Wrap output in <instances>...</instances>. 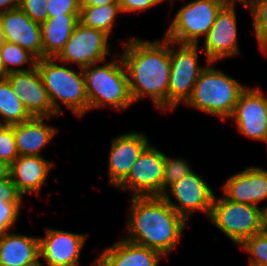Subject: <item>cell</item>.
<instances>
[{
  "label": "cell",
  "mask_w": 267,
  "mask_h": 266,
  "mask_svg": "<svg viewBox=\"0 0 267 266\" xmlns=\"http://www.w3.org/2000/svg\"><path fill=\"white\" fill-rule=\"evenodd\" d=\"M235 2H227L204 37L203 51L206 63L218 62L240 55Z\"/></svg>",
  "instance_id": "obj_12"
},
{
  "label": "cell",
  "mask_w": 267,
  "mask_h": 266,
  "mask_svg": "<svg viewBox=\"0 0 267 266\" xmlns=\"http://www.w3.org/2000/svg\"><path fill=\"white\" fill-rule=\"evenodd\" d=\"M11 165L0 159V179L10 177Z\"/></svg>",
  "instance_id": "obj_38"
},
{
  "label": "cell",
  "mask_w": 267,
  "mask_h": 266,
  "mask_svg": "<svg viewBox=\"0 0 267 266\" xmlns=\"http://www.w3.org/2000/svg\"><path fill=\"white\" fill-rule=\"evenodd\" d=\"M117 13H121L119 4H106L103 6H80L79 23L103 31L109 37L115 23Z\"/></svg>",
  "instance_id": "obj_24"
},
{
  "label": "cell",
  "mask_w": 267,
  "mask_h": 266,
  "mask_svg": "<svg viewBox=\"0 0 267 266\" xmlns=\"http://www.w3.org/2000/svg\"><path fill=\"white\" fill-rule=\"evenodd\" d=\"M7 76L4 68H3V65H2V62H1V59H0V80L2 79H5Z\"/></svg>",
  "instance_id": "obj_39"
},
{
  "label": "cell",
  "mask_w": 267,
  "mask_h": 266,
  "mask_svg": "<svg viewBox=\"0 0 267 266\" xmlns=\"http://www.w3.org/2000/svg\"><path fill=\"white\" fill-rule=\"evenodd\" d=\"M23 197L17 186L13 183L11 176L0 179V200H3L5 203H22Z\"/></svg>",
  "instance_id": "obj_34"
},
{
  "label": "cell",
  "mask_w": 267,
  "mask_h": 266,
  "mask_svg": "<svg viewBox=\"0 0 267 266\" xmlns=\"http://www.w3.org/2000/svg\"><path fill=\"white\" fill-rule=\"evenodd\" d=\"M161 257L165 258L157 250L122 239L101 251L95 260L101 266H158Z\"/></svg>",
  "instance_id": "obj_20"
},
{
  "label": "cell",
  "mask_w": 267,
  "mask_h": 266,
  "mask_svg": "<svg viewBox=\"0 0 267 266\" xmlns=\"http://www.w3.org/2000/svg\"><path fill=\"white\" fill-rule=\"evenodd\" d=\"M0 59L6 74L29 71L36 67L37 62V58L28 50L8 41H4L0 47ZM28 63H30L28 67L20 68L21 65Z\"/></svg>",
  "instance_id": "obj_26"
},
{
  "label": "cell",
  "mask_w": 267,
  "mask_h": 266,
  "mask_svg": "<svg viewBox=\"0 0 267 266\" xmlns=\"http://www.w3.org/2000/svg\"><path fill=\"white\" fill-rule=\"evenodd\" d=\"M21 0H0V14L18 8Z\"/></svg>",
  "instance_id": "obj_36"
},
{
  "label": "cell",
  "mask_w": 267,
  "mask_h": 266,
  "mask_svg": "<svg viewBox=\"0 0 267 266\" xmlns=\"http://www.w3.org/2000/svg\"><path fill=\"white\" fill-rule=\"evenodd\" d=\"M226 2H240V3H242V1H244V0H225Z\"/></svg>",
  "instance_id": "obj_42"
},
{
  "label": "cell",
  "mask_w": 267,
  "mask_h": 266,
  "mask_svg": "<svg viewBox=\"0 0 267 266\" xmlns=\"http://www.w3.org/2000/svg\"><path fill=\"white\" fill-rule=\"evenodd\" d=\"M49 117H31L23 123L13 125V133L20 155L42 156L41 149L54 138L57 129L47 125Z\"/></svg>",
  "instance_id": "obj_22"
},
{
  "label": "cell",
  "mask_w": 267,
  "mask_h": 266,
  "mask_svg": "<svg viewBox=\"0 0 267 266\" xmlns=\"http://www.w3.org/2000/svg\"><path fill=\"white\" fill-rule=\"evenodd\" d=\"M52 163L42 156L20 155L11 164V179L23 196L39 195L50 170L56 166Z\"/></svg>",
  "instance_id": "obj_19"
},
{
  "label": "cell",
  "mask_w": 267,
  "mask_h": 266,
  "mask_svg": "<svg viewBox=\"0 0 267 266\" xmlns=\"http://www.w3.org/2000/svg\"><path fill=\"white\" fill-rule=\"evenodd\" d=\"M225 0H194L184 4L176 12L164 35L177 44H198L214 24Z\"/></svg>",
  "instance_id": "obj_7"
},
{
  "label": "cell",
  "mask_w": 267,
  "mask_h": 266,
  "mask_svg": "<svg viewBox=\"0 0 267 266\" xmlns=\"http://www.w3.org/2000/svg\"><path fill=\"white\" fill-rule=\"evenodd\" d=\"M18 157L13 125H0V159L11 165Z\"/></svg>",
  "instance_id": "obj_30"
},
{
  "label": "cell",
  "mask_w": 267,
  "mask_h": 266,
  "mask_svg": "<svg viewBox=\"0 0 267 266\" xmlns=\"http://www.w3.org/2000/svg\"><path fill=\"white\" fill-rule=\"evenodd\" d=\"M168 191L164 192L162 197L186 221L195 211L209 217L215 193L201 175L193 171L175 182ZM169 193L176 202L171 200Z\"/></svg>",
  "instance_id": "obj_11"
},
{
  "label": "cell",
  "mask_w": 267,
  "mask_h": 266,
  "mask_svg": "<svg viewBox=\"0 0 267 266\" xmlns=\"http://www.w3.org/2000/svg\"><path fill=\"white\" fill-rule=\"evenodd\" d=\"M91 266H101V265L96 260H94Z\"/></svg>",
  "instance_id": "obj_43"
},
{
  "label": "cell",
  "mask_w": 267,
  "mask_h": 266,
  "mask_svg": "<svg viewBox=\"0 0 267 266\" xmlns=\"http://www.w3.org/2000/svg\"><path fill=\"white\" fill-rule=\"evenodd\" d=\"M119 53L123 59L133 102L148 96L161 112L168 111L170 40L145 41L129 37Z\"/></svg>",
  "instance_id": "obj_1"
},
{
  "label": "cell",
  "mask_w": 267,
  "mask_h": 266,
  "mask_svg": "<svg viewBox=\"0 0 267 266\" xmlns=\"http://www.w3.org/2000/svg\"><path fill=\"white\" fill-rule=\"evenodd\" d=\"M21 208V203H5L0 200V235L11 231L10 229L15 227Z\"/></svg>",
  "instance_id": "obj_32"
},
{
  "label": "cell",
  "mask_w": 267,
  "mask_h": 266,
  "mask_svg": "<svg viewBox=\"0 0 267 266\" xmlns=\"http://www.w3.org/2000/svg\"><path fill=\"white\" fill-rule=\"evenodd\" d=\"M191 172H193V170H191V167L186 160L182 158L171 159L165 154L162 195L167 191V188L171 187L175 182Z\"/></svg>",
  "instance_id": "obj_29"
},
{
  "label": "cell",
  "mask_w": 267,
  "mask_h": 266,
  "mask_svg": "<svg viewBox=\"0 0 267 266\" xmlns=\"http://www.w3.org/2000/svg\"><path fill=\"white\" fill-rule=\"evenodd\" d=\"M79 16H56L41 24L43 58H56L79 22Z\"/></svg>",
  "instance_id": "obj_23"
},
{
  "label": "cell",
  "mask_w": 267,
  "mask_h": 266,
  "mask_svg": "<svg viewBox=\"0 0 267 266\" xmlns=\"http://www.w3.org/2000/svg\"><path fill=\"white\" fill-rule=\"evenodd\" d=\"M109 36L103 31L86 27L77 23L71 37L56 57L64 64H76L83 69L92 64L104 63L111 56Z\"/></svg>",
  "instance_id": "obj_9"
},
{
  "label": "cell",
  "mask_w": 267,
  "mask_h": 266,
  "mask_svg": "<svg viewBox=\"0 0 267 266\" xmlns=\"http://www.w3.org/2000/svg\"><path fill=\"white\" fill-rule=\"evenodd\" d=\"M36 67L41 74L53 109L59 116L63 113L59 101L77 117L89 111L85 79L81 68L75 71L65 67L64 64L61 66L56 58L37 59Z\"/></svg>",
  "instance_id": "obj_5"
},
{
  "label": "cell",
  "mask_w": 267,
  "mask_h": 266,
  "mask_svg": "<svg viewBox=\"0 0 267 266\" xmlns=\"http://www.w3.org/2000/svg\"><path fill=\"white\" fill-rule=\"evenodd\" d=\"M241 4L251 11L254 21L251 26L258 46L267 54V0H244Z\"/></svg>",
  "instance_id": "obj_27"
},
{
  "label": "cell",
  "mask_w": 267,
  "mask_h": 266,
  "mask_svg": "<svg viewBox=\"0 0 267 266\" xmlns=\"http://www.w3.org/2000/svg\"><path fill=\"white\" fill-rule=\"evenodd\" d=\"M213 64L216 62L205 64L192 95L185 104L226 121L232 116L245 87L240 81L212 67Z\"/></svg>",
  "instance_id": "obj_3"
},
{
  "label": "cell",
  "mask_w": 267,
  "mask_h": 266,
  "mask_svg": "<svg viewBox=\"0 0 267 266\" xmlns=\"http://www.w3.org/2000/svg\"><path fill=\"white\" fill-rule=\"evenodd\" d=\"M175 44L179 46L177 49ZM199 49L198 44H177L170 41L168 110H175L191 97L194 85L205 68L198 63Z\"/></svg>",
  "instance_id": "obj_8"
},
{
  "label": "cell",
  "mask_w": 267,
  "mask_h": 266,
  "mask_svg": "<svg viewBox=\"0 0 267 266\" xmlns=\"http://www.w3.org/2000/svg\"><path fill=\"white\" fill-rule=\"evenodd\" d=\"M48 18L56 16H79L80 0H48Z\"/></svg>",
  "instance_id": "obj_31"
},
{
  "label": "cell",
  "mask_w": 267,
  "mask_h": 266,
  "mask_svg": "<svg viewBox=\"0 0 267 266\" xmlns=\"http://www.w3.org/2000/svg\"><path fill=\"white\" fill-rule=\"evenodd\" d=\"M118 57L114 56L107 64H92L82 69L89 110L108 105L115 110H125L133 104L127 71L121 55Z\"/></svg>",
  "instance_id": "obj_4"
},
{
  "label": "cell",
  "mask_w": 267,
  "mask_h": 266,
  "mask_svg": "<svg viewBox=\"0 0 267 266\" xmlns=\"http://www.w3.org/2000/svg\"><path fill=\"white\" fill-rule=\"evenodd\" d=\"M39 237L7 232L0 235V266L41 265Z\"/></svg>",
  "instance_id": "obj_21"
},
{
  "label": "cell",
  "mask_w": 267,
  "mask_h": 266,
  "mask_svg": "<svg viewBox=\"0 0 267 266\" xmlns=\"http://www.w3.org/2000/svg\"><path fill=\"white\" fill-rule=\"evenodd\" d=\"M5 41L28 50L37 59L43 58L41 24L34 22L20 7L0 14Z\"/></svg>",
  "instance_id": "obj_17"
},
{
  "label": "cell",
  "mask_w": 267,
  "mask_h": 266,
  "mask_svg": "<svg viewBox=\"0 0 267 266\" xmlns=\"http://www.w3.org/2000/svg\"><path fill=\"white\" fill-rule=\"evenodd\" d=\"M239 246L250 254L249 266H267V231L245 239Z\"/></svg>",
  "instance_id": "obj_28"
},
{
  "label": "cell",
  "mask_w": 267,
  "mask_h": 266,
  "mask_svg": "<svg viewBox=\"0 0 267 266\" xmlns=\"http://www.w3.org/2000/svg\"><path fill=\"white\" fill-rule=\"evenodd\" d=\"M125 240L168 258L180 242L187 221L162 196L132 197Z\"/></svg>",
  "instance_id": "obj_2"
},
{
  "label": "cell",
  "mask_w": 267,
  "mask_h": 266,
  "mask_svg": "<svg viewBox=\"0 0 267 266\" xmlns=\"http://www.w3.org/2000/svg\"><path fill=\"white\" fill-rule=\"evenodd\" d=\"M165 0H118L121 12L145 11Z\"/></svg>",
  "instance_id": "obj_35"
},
{
  "label": "cell",
  "mask_w": 267,
  "mask_h": 266,
  "mask_svg": "<svg viewBox=\"0 0 267 266\" xmlns=\"http://www.w3.org/2000/svg\"><path fill=\"white\" fill-rule=\"evenodd\" d=\"M0 125L23 123L31 118L8 80H0Z\"/></svg>",
  "instance_id": "obj_25"
},
{
  "label": "cell",
  "mask_w": 267,
  "mask_h": 266,
  "mask_svg": "<svg viewBox=\"0 0 267 266\" xmlns=\"http://www.w3.org/2000/svg\"><path fill=\"white\" fill-rule=\"evenodd\" d=\"M6 79L31 117H59L37 67L7 74Z\"/></svg>",
  "instance_id": "obj_14"
},
{
  "label": "cell",
  "mask_w": 267,
  "mask_h": 266,
  "mask_svg": "<svg viewBox=\"0 0 267 266\" xmlns=\"http://www.w3.org/2000/svg\"><path fill=\"white\" fill-rule=\"evenodd\" d=\"M106 4H118V0H80V6H103Z\"/></svg>",
  "instance_id": "obj_37"
},
{
  "label": "cell",
  "mask_w": 267,
  "mask_h": 266,
  "mask_svg": "<svg viewBox=\"0 0 267 266\" xmlns=\"http://www.w3.org/2000/svg\"><path fill=\"white\" fill-rule=\"evenodd\" d=\"M148 145L146 135L139 132H127L112 139L108 162L109 185L117 187L128 176Z\"/></svg>",
  "instance_id": "obj_16"
},
{
  "label": "cell",
  "mask_w": 267,
  "mask_h": 266,
  "mask_svg": "<svg viewBox=\"0 0 267 266\" xmlns=\"http://www.w3.org/2000/svg\"><path fill=\"white\" fill-rule=\"evenodd\" d=\"M208 218L237 245L264 230V209L234 202L224 196L217 198L214 195Z\"/></svg>",
  "instance_id": "obj_6"
},
{
  "label": "cell",
  "mask_w": 267,
  "mask_h": 266,
  "mask_svg": "<svg viewBox=\"0 0 267 266\" xmlns=\"http://www.w3.org/2000/svg\"><path fill=\"white\" fill-rule=\"evenodd\" d=\"M229 119L244 137L251 140L267 139V97L259 88L246 87L239 96L235 110Z\"/></svg>",
  "instance_id": "obj_13"
},
{
  "label": "cell",
  "mask_w": 267,
  "mask_h": 266,
  "mask_svg": "<svg viewBox=\"0 0 267 266\" xmlns=\"http://www.w3.org/2000/svg\"><path fill=\"white\" fill-rule=\"evenodd\" d=\"M48 0H21L20 8L34 21L39 24L48 19L47 14Z\"/></svg>",
  "instance_id": "obj_33"
},
{
  "label": "cell",
  "mask_w": 267,
  "mask_h": 266,
  "mask_svg": "<svg viewBox=\"0 0 267 266\" xmlns=\"http://www.w3.org/2000/svg\"><path fill=\"white\" fill-rule=\"evenodd\" d=\"M264 209V229L267 231V206Z\"/></svg>",
  "instance_id": "obj_40"
},
{
  "label": "cell",
  "mask_w": 267,
  "mask_h": 266,
  "mask_svg": "<svg viewBox=\"0 0 267 266\" xmlns=\"http://www.w3.org/2000/svg\"><path fill=\"white\" fill-rule=\"evenodd\" d=\"M164 159L165 154L149 144L116 188L133 191L132 197L162 196Z\"/></svg>",
  "instance_id": "obj_10"
},
{
  "label": "cell",
  "mask_w": 267,
  "mask_h": 266,
  "mask_svg": "<svg viewBox=\"0 0 267 266\" xmlns=\"http://www.w3.org/2000/svg\"><path fill=\"white\" fill-rule=\"evenodd\" d=\"M4 41H5V39H4L3 30H2V26H1V22H0V47L2 46Z\"/></svg>",
  "instance_id": "obj_41"
},
{
  "label": "cell",
  "mask_w": 267,
  "mask_h": 266,
  "mask_svg": "<svg viewBox=\"0 0 267 266\" xmlns=\"http://www.w3.org/2000/svg\"><path fill=\"white\" fill-rule=\"evenodd\" d=\"M221 188L222 196L228 200L258 206L267 199V170L258 166L247 167L231 175Z\"/></svg>",
  "instance_id": "obj_18"
},
{
  "label": "cell",
  "mask_w": 267,
  "mask_h": 266,
  "mask_svg": "<svg viewBox=\"0 0 267 266\" xmlns=\"http://www.w3.org/2000/svg\"><path fill=\"white\" fill-rule=\"evenodd\" d=\"M39 237L40 258L47 266H80L79 257L88 234H77L46 227Z\"/></svg>",
  "instance_id": "obj_15"
}]
</instances>
